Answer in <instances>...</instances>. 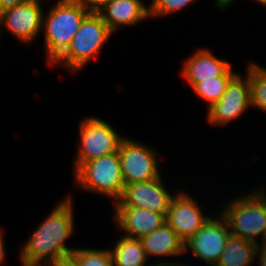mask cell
<instances>
[{"label":"cell","mask_w":266,"mask_h":266,"mask_svg":"<svg viewBox=\"0 0 266 266\" xmlns=\"http://www.w3.org/2000/svg\"><path fill=\"white\" fill-rule=\"evenodd\" d=\"M52 209L19 250L20 262L48 265L70 256L77 249L66 245L75 232V209L71 194H67Z\"/></svg>","instance_id":"1"},{"label":"cell","mask_w":266,"mask_h":266,"mask_svg":"<svg viewBox=\"0 0 266 266\" xmlns=\"http://www.w3.org/2000/svg\"><path fill=\"white\" fill-rule=\"evenodd\" d=\"M90 13L78 0H58L44 11L41 32L47 66H54L68 52L73 36Z\"/></svg>","instance_id":"2"},{"label":"cell","mask_w":266,"mask_h":266,"mask_svg":"<svg viewBox=\"0 0 266 266\" xmlns=\"http://www.w3.org/2000/svg\"><path fill=\"white\" fill-rule=\"evenodd\" d=\"M266 187L232 196L219 211L226 219L231 235L262 245L266 239ZM260 240V241H258Z\"/></svg>","instance_id":"3"},{"label":"cell","mask_w":266,"mask_h":266,"mask_svg":"<svg viewBox=\"0 0 266 266\" xmlns=\"http://www.w3.org/2000/svg\"><path fill=\"white\" fill-rule=\"evenodd\" d=\"M80 191L92 192L111 199L114 205L124 192L119 153L102 156L85 162L73 175Z\"/></svg>","instance_id":"4"},{"label":"cell","mask_w":266,"mask_h":266,"mask_svg":"<svg viewBox=\"0 0 266 266\" xmlns=\"http://www.w3.org/2000/svg\"><path fill=\"white\" fill-rule=\"evenodd\" d=\"M113 35L101 16L91 12L73 36L68 52L53 67L62 65L68 72L77 73L102 52Z\"/></svg>","instance_id":"5"},{"label":"cell","mask_w":266,"mask_h":266,"mask_svg":"<svg viewBox=\"0 0 266 266\" xmlns=\"http://www.w3.org/2000/svg\"><path fill=\"white\" fill-rule=\"evenodd\" d=\"M80 121L79 143L73 160V174L85 162L118 152L122 140L126 137L99 117L86 116Z\"/></svg>","instance_id":"6"},{"label":"cell","mask_w":266,"mask_h":266,"mask_svg":"<svg viewBox=\"0 0 266 266\" xmlns=\"http://www.w3.org/2000/svg\"><path fill=\"white\" fill-rule=\"evenodd\" d=\"M118 153L125 185L149 181L161 176L159 153L142 141L125 137L119 146Z\"/></svg>","instance_id":"7"},{"label":"cell","mask_w":266,"mask_h":266,"mask_svg":"<svg viewBox=\"0 0 266 266\" xmlns=\"http://www.w3.org/2000/svg\"><path fill=\"white\" fill-rule=\"evenodd\" d=\"M237 73L228 83L222 98L206 108V120L211 126H226L251 108L250 82L245 73Z\"/></svg>","instance_id":"8"},{"label":"cell","mask_w":266,"mask_h":266,"mask_svg":"<svg viewBox=\"0 0 266 266\" xmlns=\"http://www.w3.org/2000/svg\"><path fill=\"white\" fill-rule=\"evenodd\" d=\"M217 218L210 217L205 224L184 243L185 253L194 255L207 266H215L223 253L231 234L226 219L217 212Z\"/></svg>","instance_id":"9"},{"label":"cell","mask_w":266,"mask_h":266,"mask_svg":"<svg viewBox=\"0 0 266 266\" xmlns=\"http://www.w3.org/2000/svg\"><path fill=\"white\" fill-rule=\"evenodd\" d=\"M44 1L48 0H27L0 12V31L4 26L12 37L27 45L37 40L42 34Z\"/></svg>","instance_id":"10"},{"label":"cell","mask_w":266,"mask_h":266,"mask_svg":"<svg viewBox=\"0 0 266 266\" xmlns=\"http://www.w3.org/2000/svg\"><path fill=\"white\" fill-rule=\"evenodd\" d=\"M202 206L184 190H178L173 196L166 223L177 233L185 243L189 240L211 217L206 214Z\"/></svg>","instance_id":"11"},{"label":"cell","mask_w":266,"mask_h":266,"mask_svg":"<svg viewBox=\"0 0 266 266\" xmlns=\"http://www.w3.org/2000/svg\"><path fill=\"white\" fill-rule=\"evenodd\" d=\"M163 176L149 181L125 185L121 199L113 207L149 209L167 216L174 193L168 191Z\"/></svg>","instance_id":"12"},{"label":"cell","mask_w":266,"mask_h":266,"mask_svg":"<svg viewBox=\"0 0 266 266\" xmlns=\"http://www.w3.org/2000/svg\"><path fill=\"white\" fill-rule=\"evenodd\" d=\"M114 224L123 236L140 239L166 223V216L145 208L114 207Z\"/></svg>","instance_id":"13"},{"label":"cell","mask_w":266,"mask_h":266,"mask_svg":"<svg viewBox=\"0 0 266 266\" xmlns=\"http://www.w3.org/2000/svg\"><path fill=\"white\" fill-rule=\"evenodd\" d=\"M232 66L227 60L216 56L209 48H199L184 59L180 73L192 88L203 80L223 76Z\"/></svg>","instance_id":"14"},{"label":"cell","mask_w":266,"mask_h":266,"mask_svg":"<svg viewBox=\"0 0 266 266\" xmlns=\"http://www.w3.org/2000/svg\"><path fill=\"white\" fill-rule=\"evenodd\" d=\"M143 0H111L97 13L116 34L121 26L134 27L150 18L149 4ZM141 21V22H140Z\"/></svg>","instance_id":"15"},{"label":"cell","mask_w":266,"mask_h":266,"mask_svg":"<svg viewBox=\"0 0 266 266\" xmlns=\"http://www.w3.org/2000/svg\"><path fill=\"white\" fill-rule=\"evenodd\" d=\"M140 240L148 259H150L151 256L156 258L160 257L159 261L153 262L154 264L172 263L168 258L167 262L166 259L162 260L161 257L177 256L176 258H178L185 254L184 242L167 223H164L152 233L142 236Z\"/></svg>","instance_id":"16"},{"label":"cell","mask_w":266,"mask_h":266,"mask_svg":"<svg viewBox=\"0 0 266 266\" xmlns=\"http://www.w3.org/2000/svg\"><path fill=\"white\" fill-rule=\"evenodd\" d=\"M111 248L114 266H153L152 263H148L149 260L140 239L121 235Z\"/></svg>","instance_id":"17"},{"label":"cell","mask_w":266,"mask_h":266,"mask_svg":"<svg viewBox=\"0 0 266 266\" xmlns=\"http://www.w3.org/2000/svg\"><path fill=\"white\" fill-rule=\"evenodd\" d=\"M257 246L253 242L230 234L215 266H252L256 260Z\"/></svg>","instance_id":"18"},{"label":"cell","mask_w":266,"mask_h":266,"mask_svg":"<svg viewBox=\"0 0 266 266\" xmlns=\"http://www.w3.org/2000/svg\"><path fill=\"white\" fill-rule=\"evenodd\" d=\"M237 73L238 72L234 71L231 67L223 76L196 83L192 87V90L196 96L204 100L205 103H207V107L210 108L222 98L228 83Z\"/></svg>","instance_id":"19"},{"label":"cell","mask_w":266,"mask_h":266,"mask_svg":"<svg viewBox=\"0 0 266 266\" xmlns=\"http://www.w3.org/2000/svg\"><path fill=\"white\" fill-rule=\"evenodd\" d=\"M246 69L250 82L251 106L266 113V67L250 61Z\"/></svg>","instance_id":"20"},{"label":"cell","mask_w":266,"mask_h":266,"mask_svg":"<svg viewBox=\"0 0 266 266\" xmlns=\"http://www.w3.org/2000/svg\"><path fill=\"white\" fill-rule=\"evenodd\" d=\"M78 266H114L110 248H77L70 255Z\"/></svg>","instance_id":"21"},{"label":"cell","mask_w":266,"mask_h":266,"mask_svg":"<svg viewBox=\"0 0 266 266\" xmlns=\"http://www.w3.org/2000/svg\"><path fill=\"white\" fill-rule=\"evenodd\" d=\"M196 0H152L149 5L150 18L172 16L190 7Z\"/></svg>","instance_id":"22"},{"label":"cell","mask_w":266,"mask_h":266,"mask_svg":"<svg viewBox=\"0 0 266 266\" xmlns=\"http://www.w3.org/2000/svg\"><path fill=\"white\" fill-rule=\"evenodd\" d=\"M80 1L90 12H98L103 6H105L111 0H78Z\"/></svg>","instance_id":"23"},{"label":"cell","mask_w":266,"mask_h":266,"mask_svg":"<svg viewBox=\"0 0 266 266\" xmlns=\"http://www.w3.org/2000/svg\"><path fill=\"white\" fill-rule=\"evenodd\" d=\"M258 258V259H257ZM255 260L259 266H266V246L258 245L256 249Z\"/></svg>","instance_id":"24"},{"label":"cell","mask_w":266,"mask_h":266,"mask_svg":"<svg viewBox=\"0 0 266 266\" xmlns=\"http://www.w3.org/2000/svg\"><path fill=\"white\" fill-rule=\"evenodd\" d=\"M47 266H78V263L71 257H65L54 261Z\"/></svg>","instance_id":"25"},{"label":"cell","mask_w":266,"mask_h":266,"mask_svg":"<svg viewBox=\"0 0 266 266\" xmlns=\"http://www.w3.org/2000/svg\"><path fill=\"white\" fill-rule=\"evenodd\" d=\"M2 229H0V266H3L4 263H6V253L7 250L5 248V239H4V233H2Z\"/></svg>","instance_id":"26"},{"label":"cell","mask_w":266,"mask_h":266,"mask_svg":"<svg viewBox=\"0 0 266 266\" xmlns=\"http://www.w3.org/2000/svg\"><path fill=\"white\" fill-rule=\"evenodd\" d=\"M27 0H0V12L5 9L14 7L15 5H19Z\"/></svg>","instance_id":"27"},{"label":"cell","mask_w":266,"mask_h":266,"mask_svg":"<svg viewBox=\"0 0 266 266\" xmlns=\"http://www.w3.org/2000/svg\"><path fill=\"white\" fill-rule=\"evenodd\" d=\"M235 0H215V6L220 10H225L229 5L234 3Z\"/></svg>","instance_id":"28"},{"label":"cell","mask_w":266,"mask_h":266,"mask_svg":"<svg viewBox=\"0 0 266 266\" xmlns=\"http://www.w3.org/2000/svg\"><path fill=\"white\" fill-rule=\"evenodd\" d=\"M189 265L190 264H188V263L184 265L183 261L178 262V260L176 261L175 258H174L173 263H161V264L155 263V264H153V266H189Z\"/></svg>","instance_id":"29"},{"label":"cell","mask_w":266,"mask_h":266,"mask_svg":"<svg viewBox=\"0 0 266 266\" xmlns=\"http://www.w3.org/2000/svg\"><path fill=\"white\" fill-rule=\"evenodd\" d=\"M21 266H47V265H42V264H28V263L21 262Z\"/></svg>","instance_id":"30"},{"label":"cell","mask_w":266,"mask_h":266,"mask_svg":"<svg viewBox=\"0 0 266 266\" xmlns=\"http://www.w3.org/2000/svg\"><path fill=\"white\" fill-rule=\"evenodd\" d=\"M266 7V0H253Z\"/></svg>","instance_id":"31"}]
</instances>
